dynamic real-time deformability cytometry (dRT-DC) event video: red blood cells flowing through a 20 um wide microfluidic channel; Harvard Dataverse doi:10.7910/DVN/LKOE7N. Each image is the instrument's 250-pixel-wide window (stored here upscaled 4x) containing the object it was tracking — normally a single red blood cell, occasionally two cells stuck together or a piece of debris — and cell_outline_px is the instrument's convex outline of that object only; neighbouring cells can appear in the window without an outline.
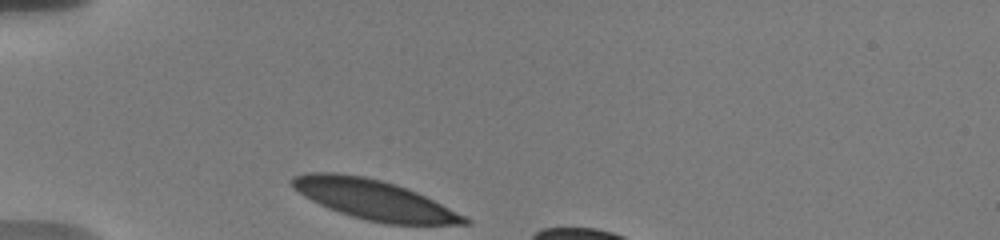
{"species": "human", "species_latin": "Homo sapiens", "temperature_condition": "warm", "stored_images_in_passage": 12, "segment_of_instrument_passage": [1, 2], "camera_frame_rate_fps": 3000, "um_per_image_px": 0.085, "donor": {"sex": "male"}, "frame": {"image": 1, "passage_image": 1, "time_ms": 0.0, "image_size_px": [1000, 240], "cell_outline_px": [[472, 224], [384, 224], [352, 216], [328, 208], [304, 196], [292, 188], [288, 180], [292, 176], [304, 172], [336, 172], [364, 176], [396, 184], [416, 192], [468, 216], [472, 220]], "centroid_in_image_um": [31.77, 16.96], "position_along_channel_um": 53.2, "area_um2": 40.11}}
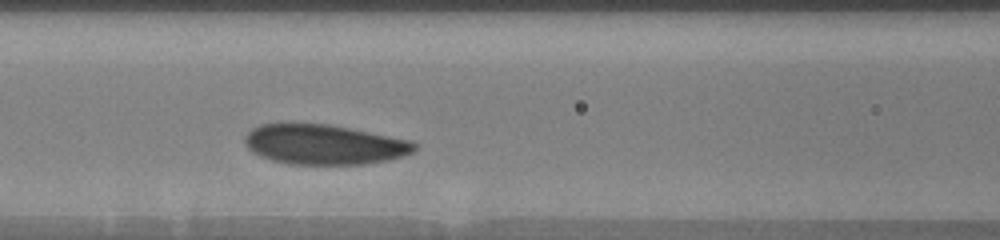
{"frame": {"image": 2, "passage_image": 8, "time_ms": 3.0, "image_size_px": [1000, 240], "cell_outline_px": [[416, 148], [412, 152], [404, 156], [388, 160], [364, 164], [288, 164], [272, 160], [260, 156], [252, 152], [244, 144], [244, 136], [252, 128], [260, 124], [328, 124], [412, 140], [416, 144]], "centroid_in_image_um": [27.54, 12.29], "position_along_channel_um": 139.1, "area_um2": 39.48}}
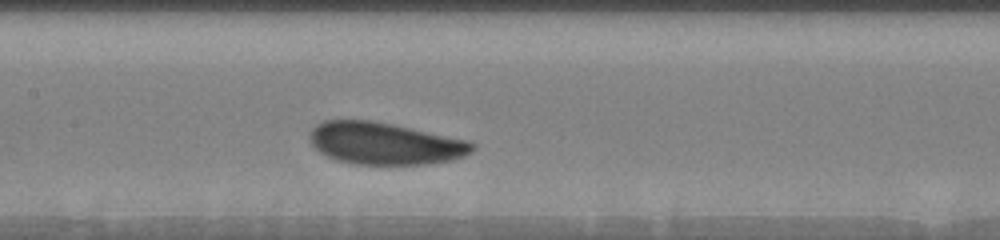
{"frame": {"image": 3, "passage_image": 11, "time_ms": 4.0, "image_size_px": [1000, 240], "cell_outline_px": [[476, 148], [472, 152], [464, 156], [452, 160], [428, 164], [352, 164], [336, 160], [320, 152], [308, 140], [308, 136], [312, 128], [316, 124], [324, 120], [372, 120], [392, 124], [468, 140], [476, 144]], "centroid_in_image_um": [32.7, 12.19], "position_along_channel_um": 174.7, "area_um2": 40.06}}